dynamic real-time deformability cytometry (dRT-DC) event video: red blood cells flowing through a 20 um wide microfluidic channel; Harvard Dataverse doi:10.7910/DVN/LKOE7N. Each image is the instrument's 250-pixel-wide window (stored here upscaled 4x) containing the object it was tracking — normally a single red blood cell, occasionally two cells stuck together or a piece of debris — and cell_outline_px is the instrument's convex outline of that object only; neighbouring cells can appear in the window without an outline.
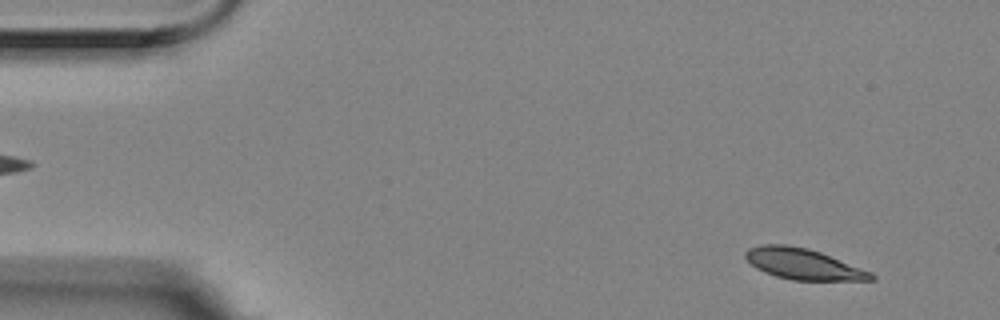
{"species": "Egyptian fruit bat (a non-hibernating species)", "species_latin": "Rousettus aegyptiacus", "temperature_condition": "room temperature", "stored_images_in_passage": 14, "camera_frame_rate_fps": 3000, "um_per_image_px": 0.085, "animal": {"sex": "female"}, "frame": {"image": 1, "passage_image": 1, "time_ms": 0.0, "image_size_px": [1000, 320], "cell_outline_px": [[876, 280], [792, 280], [776, 276], [764, 272], [756, 268], [744, 256], [744, 252], [748, 248], [760, 244], [788, 244], [808, 248], [820, 252], [872, 272], [876, 276]], "centroid_in_image_um": [68.25, 22.43], "position_along_channel_um": 16.7, "area_um2": 22.66}}
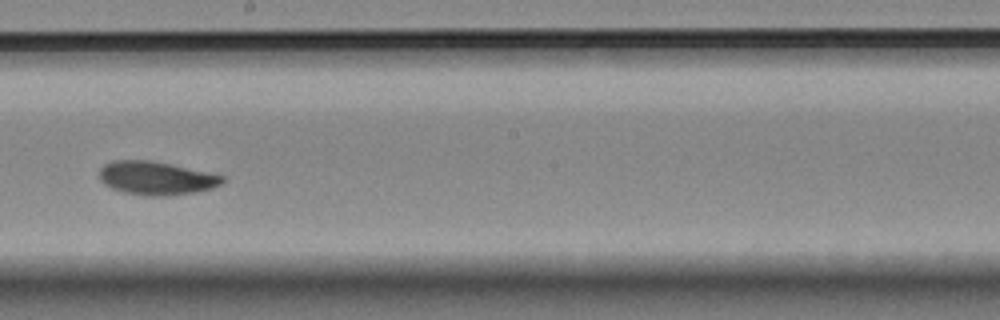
{"frame": {"image": 2, "passage_image": 8, "time_ms": 2.333, "image_size_px": [1000, 320], "cell_outline_px": [[224, 180], [220, 184], [212, 188], [196, 192], [164, 196], [144, 196], [124, 192], [112, 188], [104, 184], [100, 180], [100, 168], [104, 164], [112, 160], [148, 160], [168, 164], [224, 176]], "centroid_in_image_um": [13.23, 15.15], "position_along_channel_um": 235.0, "area_um2": 23.7}}
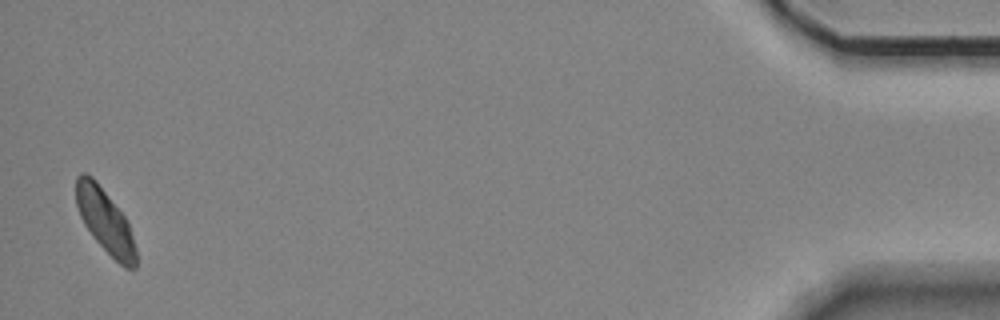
{"frame": {"image": 3, "passage_image": 14, "time_ms": 4.333, "image_size_px": [1000, 320], "cell_outline_px": [[136, 268], [132, 272], [124, 268], [92, 236], [84, 224], [80, 216], [76, 204], [76, 176], [80, 172], [84, 172], [92, 176], [96, 180], [128, 220], [136, 248]], "centroid_in_image_um": [8.95, 18.78], "position_along_channel_um": 426.2, "area_um2": 22.43}}